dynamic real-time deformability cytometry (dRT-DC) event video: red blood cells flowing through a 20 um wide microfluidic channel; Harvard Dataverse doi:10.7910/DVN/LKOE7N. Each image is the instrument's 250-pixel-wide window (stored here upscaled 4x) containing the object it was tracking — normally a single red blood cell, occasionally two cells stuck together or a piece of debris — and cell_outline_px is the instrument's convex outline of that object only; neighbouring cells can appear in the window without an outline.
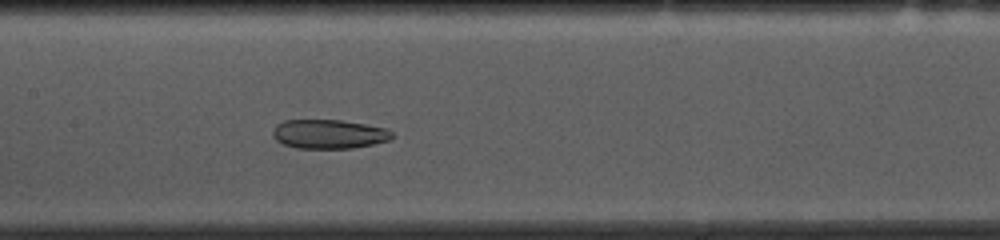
{"species": "common noctule bat (a hibernating species)", "species_latin": "Nyctalus noctula", "temperature_condition": "cold", "stored_images_in_passage": 37, "camera_frame_rate_fps": 3000, "um_per_image_px": 0.085, "animal": {"sex": "female", "body_mass_g": 10.0, "forearm_length_mm": 53.1}, "frame": {"image": 1, "passage_image": 16, "time_ms": 5.0, "image_size_px": [1000, 240], "cell_outline_px": [[396, 136], [388, 140], [372, 144], [352, 148], [296, 148], [284, 144], [276, 140], [272, 136], [272, 132], [276, 124], [284, 120], [340, 120], [388, 128]], "centroid_in_image_um": [27.95, 11.39], "position_along_channel_um": 179.4, "area_um2": 20.29}, "authors_computed_cell_mechanics": {"area_um2": 23.3512, "velocity_mm_per_s": 3.6177, "shape_relaxation_time_tau1_ms": null, "shape_relaxation_time_tau2_ms": 2.7181, "deformation_change_tau1": null, "deformation_change_tau2": 0.0868}}